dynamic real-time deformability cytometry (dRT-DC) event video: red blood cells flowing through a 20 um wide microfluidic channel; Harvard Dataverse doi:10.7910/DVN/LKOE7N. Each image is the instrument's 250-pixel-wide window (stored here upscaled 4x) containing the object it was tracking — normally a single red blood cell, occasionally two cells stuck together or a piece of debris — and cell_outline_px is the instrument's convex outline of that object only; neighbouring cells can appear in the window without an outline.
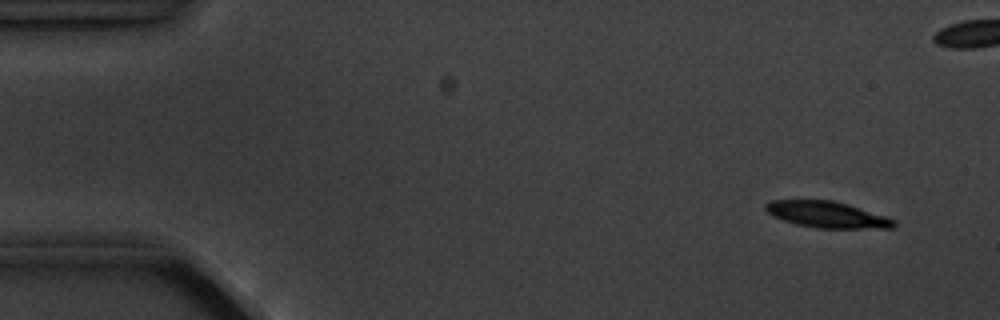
{"species": "common noctule bat (a hibernating species)", "species_latin": "Nyctalus noctula", "temperature_condition": "cold", "stored_images_in_passage": 10, "camera_frame_rate_fps": 3000, "um_per_image_px": 0.085, "animal": {"sex": "male", "body_mass_g": 20.1, "forearm_length_mm": 53.5}, "frame": {"image": 1, "passage_image": 1, "time_ms": 0.0, "image_size_px": [1000, 320], "cell_outline_px": [[896, 224], [892, 228], [816, 228], [796, 224], [772, 216], [764, 208], [764, 204], [772, 200], [832, 200], [848, 204], [888, 216], [896, 220]], "centroid_in_image_um": [70.32, 18.24], "position_along_channel_um": 14.7, "area_um2": 19.77}}